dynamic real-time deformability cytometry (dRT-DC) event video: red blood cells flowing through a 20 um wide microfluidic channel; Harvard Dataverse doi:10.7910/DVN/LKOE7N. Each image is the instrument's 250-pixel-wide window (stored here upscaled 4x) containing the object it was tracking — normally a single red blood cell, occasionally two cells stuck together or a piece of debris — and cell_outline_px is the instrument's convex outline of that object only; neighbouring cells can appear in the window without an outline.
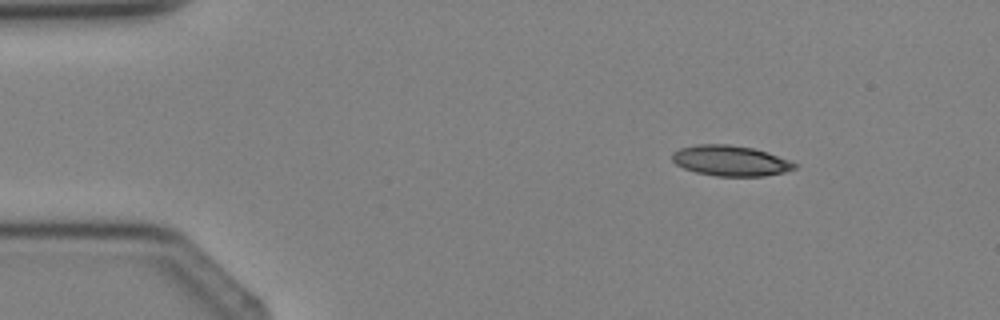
{"species": "Egyptian fruit bat (a non-hibernating species)", "species_latin": "Rousettus aegyptiacus", "temperature_condition": "cold", "stored_images_in_passage": 3, "camera_frame_rate_fps": 3000, "um_per_image_px": 0.085, "animal": {"sex": "female"}, "frame": {"image": 1, "passage_image": 1, "time_ms": 0.0, "image_size_px": [1000, 320], "cell_outline_px": [[800, 164], [796, 168], [784, 172], [764, 176], [716, 176], [696, 172], [684, 168], [676, 164], [672, 160], [672, 152], [680, 148], [696, 144], [728, 144], [752, 148], [768, 152]], "centroid_in_image_um": [62.11, 13.66], "position_along_channel_um": 22.9, "area_um2": 21.85}}
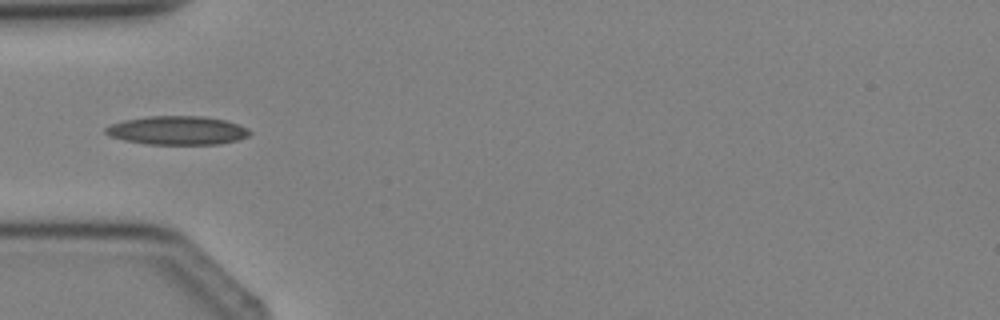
{"frame": {"image": 2, "passage_image": 3, "time_ms": 2.333, "image_size_px": [1000, 320], "cell_outline_px": [[252, 132], [248, 136], [236, 140], [220, 144], [144, 144], [124, 140], [108, 136], [104, 132], [104, 128], [108, 124], [124, 120], [148, 116], [204, 116], [224, 120], [248, 128]], "centroid_in_image_um": [15.02, 11.08], "position_along_channel_um": 70.0, "area_um2": 24.22}}